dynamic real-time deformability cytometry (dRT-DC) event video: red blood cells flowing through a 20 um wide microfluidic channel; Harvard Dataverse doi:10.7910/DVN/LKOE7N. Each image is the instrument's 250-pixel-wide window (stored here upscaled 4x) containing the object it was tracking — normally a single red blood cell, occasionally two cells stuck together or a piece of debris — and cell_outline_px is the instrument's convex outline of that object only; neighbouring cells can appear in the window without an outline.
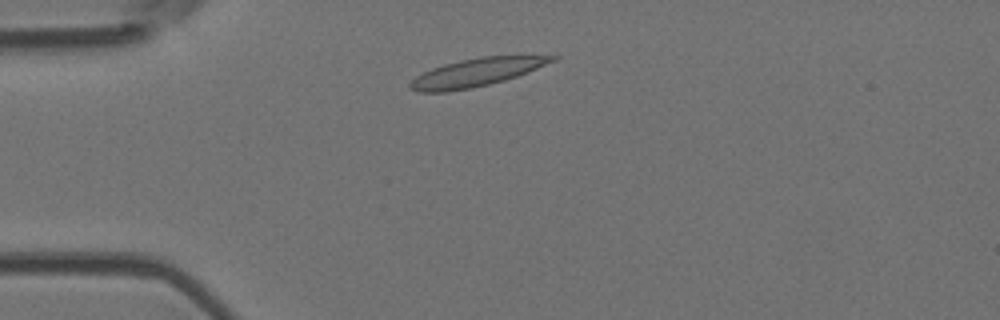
{"species": "Egyptian fruit bat (a non-hibernating species)", "species_latin": "Rousettus aegyptiacus", "temperature_condition": "room temperature", "stored_images_in_passage": 4, "camera_frame_rate_fps": 3000, "um_per_image_px": 0.085, "animal": {"sex": "female"}, "frame": {"image": 1, "passage_image": 2, "time_ms": 1.333, "image_size_px": [1000, 320], "cell_outline_px": [[560, 56], [556, 60], [528, 72], [504, 80], [472, 88], [448, 92], [420, 92], [408, 88], [408, 84], [416, 76], [432, 68], [444, 64], [460, 60], [480, 56]], "centroid_in_image_um": [40.45, 6.16], "position_along_channel_um": 44.6, "area_um2": 23.06}}
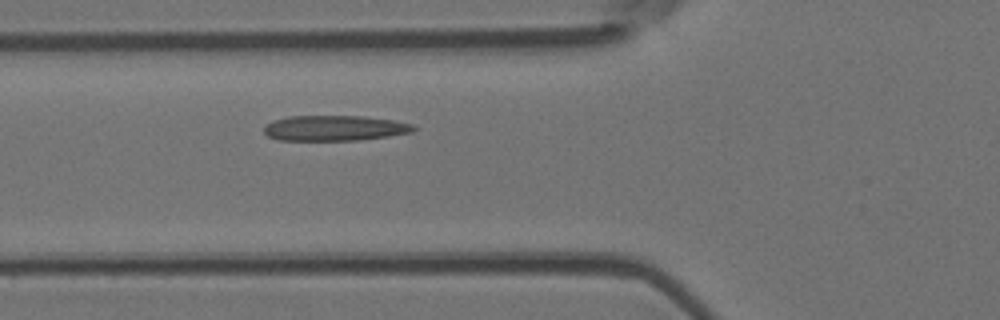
{"frame": {"image": 2, "passage_image": 4, "time_ms": 3.333, "image_size_px": [1000, 320], "cell_outline_px": [[416, 128], [412, 132], [388, 136], [356, 140], [280, 140], [268, 136], [264, 132], [264, 128], [268, 124], [276, 120], [288, 116], [360, 116], [392, 120], [412, 124]], "centroid_in_image_um": [28.44, 10.89], "position_along_channel_um": 97.4, "area_um2": 21.79}}